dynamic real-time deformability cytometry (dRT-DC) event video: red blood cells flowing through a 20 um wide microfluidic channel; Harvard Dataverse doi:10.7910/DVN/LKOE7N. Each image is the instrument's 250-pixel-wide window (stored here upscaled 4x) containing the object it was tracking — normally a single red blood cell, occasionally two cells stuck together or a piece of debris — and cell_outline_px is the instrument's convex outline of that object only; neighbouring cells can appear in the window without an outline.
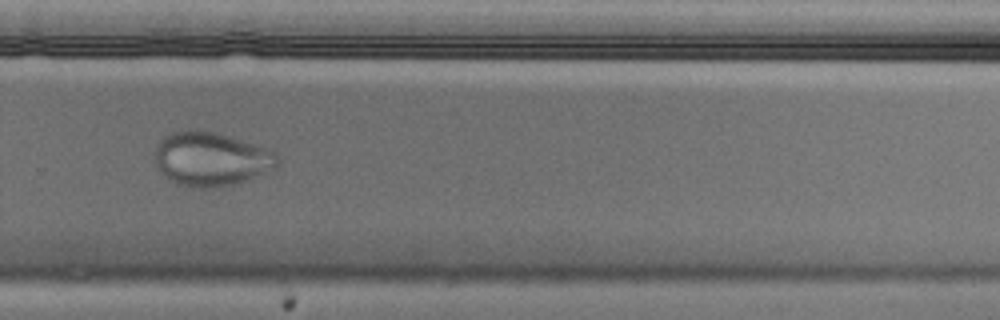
{"species": "Egyptian fruit bat (a non-hibernating species)", "species_latin": "Rousettus aegyptiacus", "temperature_condition": "cold", "stored_images_in_passage": 40, "camera_frame_rate_fps": 3000, "um_per_image_px": 0.085, "animal": {"sex": "male"}, "frame": {"image": 1, "passage_image": 23, "time_ms": 7.333, "image_size_px": [1000, 320], "cell_outline_px": [[280, 164], [276, 168], [244, 180], [232, 184], [208, 188], [200, 188], [176, 184], [164, 176], [156, 164], [156, 144], [164, 136], [172, 132], [192, 128], [212, 132], [228, 136], [268, 148], [276, 152], [280, 156]], "centroid_in_image_um": [17.95, 13.5], "position_along_channel_um": 311.9, "area_um2": 38.55}}